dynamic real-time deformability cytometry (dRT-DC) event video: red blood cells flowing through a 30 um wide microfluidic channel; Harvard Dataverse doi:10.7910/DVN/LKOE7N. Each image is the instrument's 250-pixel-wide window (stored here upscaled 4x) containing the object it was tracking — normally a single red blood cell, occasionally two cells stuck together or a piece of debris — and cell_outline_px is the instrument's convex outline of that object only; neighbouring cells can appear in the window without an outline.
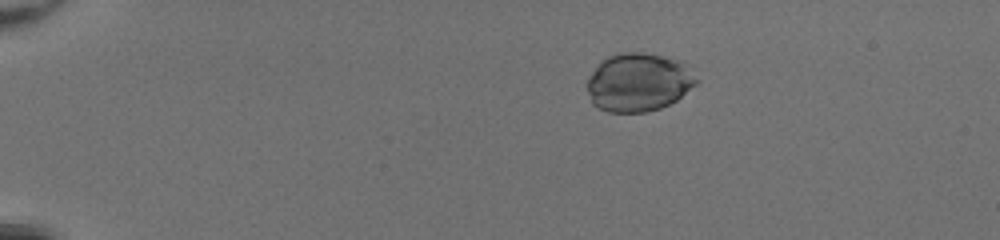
{"species": "common noctule bat (a hibernating species)", "species_latin": "Nyctalus noctula", "temperature_condition": "room temperature", "stored_images_in_passage": 42, "camera_frame_rate_fps": 3000, "um_per_image_px": 0.085, "animal": {"sex": "female", "body_mass_g": 20.0, "forearm_length_mm": 54.0}, "frame": {"image": 1, "passage_image": 1, "time_ms": 0.0, "image_size_px": [1000, 240], "cell_outline_px": [[696, 80], [676, 100], [660, 108], [644, 112], [608, 112], [600, 108], [592, 100], [588, 88], [588, 80], [596, 68], [604, 60], [612, 56], [656, 56], [668, 60], [676, 64]], "centroid_in_image_um": [54.16, 7.11], "position_along_channel_um": 30.8, "area_um2": 33.81}}
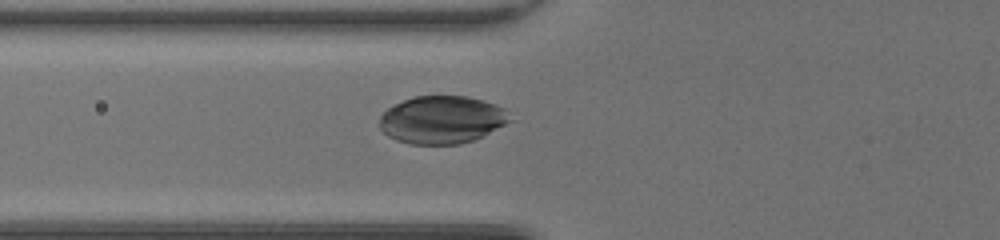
{"frame": {"image": 2, "passage_image": 12, "time_ms": 3.667, "image_size_px": [1000, 240], "cell_outline_px": [[508, 120], [504, 124], [472, 140], [456, 144], [412, 144], [388, 136], [380, 128], [380, 116], [388, 108], [404, 100], [416, 96], [464, 96], [480, 100], [504, 108]], "centroid_in_image_um": [37.49, 10.17], "position_along_channel_um": 88.3, "area_um2": 35.2}}
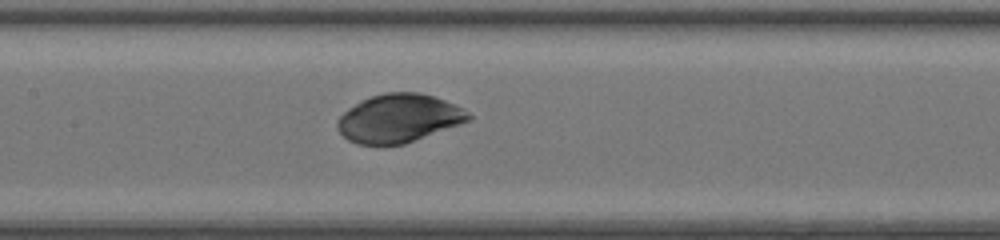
{"frame": {"image": 3, "passage_image": 18, "time_ms": 5.667, "image_size_px": [1000, 240], "cell_outline_px": [[472, 116], [468, 120], [404, 144], [360, 144], [348, 140], [340, 132], [336, 124], [340, 116], [344, 112], [356, 104], [372, 96], [388, 92], [416, 92], [432, 96], [444, 100], [460, 108]], "centroid_in_image_um": [33.85, 10.05], "position_along_channel_um": 173.5, "area_um2": 35.84}}